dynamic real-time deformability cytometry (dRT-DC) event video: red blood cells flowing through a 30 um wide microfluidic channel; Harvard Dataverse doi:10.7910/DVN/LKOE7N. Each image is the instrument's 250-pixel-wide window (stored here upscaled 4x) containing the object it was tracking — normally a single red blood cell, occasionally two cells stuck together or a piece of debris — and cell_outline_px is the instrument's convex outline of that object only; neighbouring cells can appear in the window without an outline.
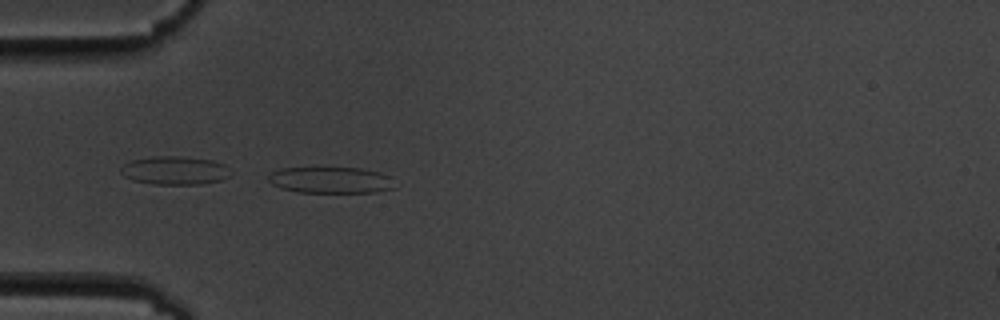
{"species": "common noctule bat (a hibernating species)", "species_latin": "Nyctalus noctula", "temperature_condition": "cold", "stored_images_in_passage": 5, "camera_frame_rate_fps": 3000, "um_per_image_px": 0.085, "animal": {"sex": "male", "body_mass_g": 19.5, "forearm_length_mm": 54.6}, "frame": {"image": 1, "passage_image": 5, "time_ms": 5.333, "image_size_px": [1000, 320], "cell_outline_px": [[396, 188], [376, 192], [296, 192], [280, 188], [272, 184], [268, 180], [268, 176], [272, 172], [280, 168], [360, 168], [380, 172], [388, 176]], "centroid_in_image_um": [28.09, 15.31], "position_along_channel_um": 56.9, "area_um2": 19.31}}